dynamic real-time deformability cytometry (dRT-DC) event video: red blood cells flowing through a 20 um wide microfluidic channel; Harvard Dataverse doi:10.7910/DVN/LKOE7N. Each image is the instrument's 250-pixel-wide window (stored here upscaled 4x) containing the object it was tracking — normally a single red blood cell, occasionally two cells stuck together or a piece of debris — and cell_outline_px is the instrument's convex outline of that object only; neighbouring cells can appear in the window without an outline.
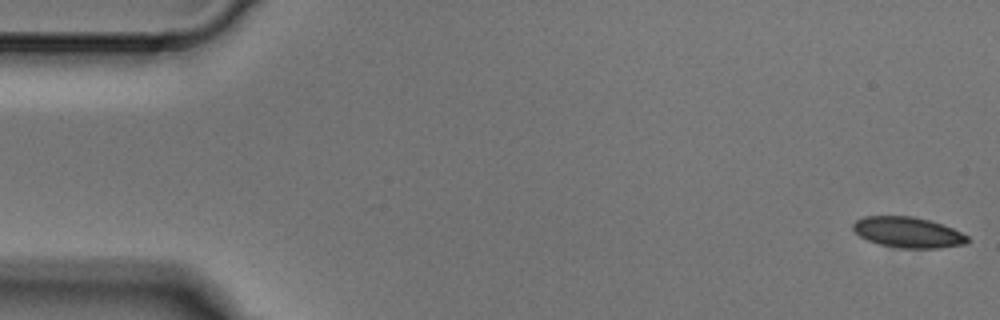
{"species": "Egyptian fruit bat (a non-hibernating species)", "species_latin": "Rousettus aegyptiacus", "temperature_condition": "cold", "stored_images_in_passage": 5, "camera_frame_rate_fps": 3000, "um_per_image_px": 0.085, "animal": {"sex": "male"}, "frame": {"image": 1, "passage_image": 1, "time_ms": 0.0, "image_size_px": [1000, 320], "cell_outline_px": [[968, 240], [964, 244], [940, 248], [900, 248], [880, 244], [868, 240], [860, 236], [852, 228], [852, 224], [856, 220], [864, 216], [912, 216], [928, 220], [952, 228], [968, 236]], "centroid_in_image_um": [77.15, 19.75], "position_along_channel_um": 7.9, "area_um2": 20.23}}